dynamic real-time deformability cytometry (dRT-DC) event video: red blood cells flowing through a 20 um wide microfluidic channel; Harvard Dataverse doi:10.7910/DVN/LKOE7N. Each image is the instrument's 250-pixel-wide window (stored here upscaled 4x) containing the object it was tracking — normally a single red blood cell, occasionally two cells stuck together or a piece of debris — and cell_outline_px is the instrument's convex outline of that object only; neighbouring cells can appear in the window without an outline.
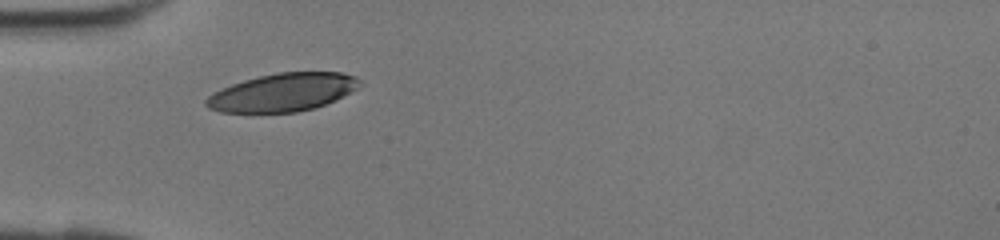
{"species": "human", "species_latin": "Homo sapiens", "temperature_condition": "room temperature", "stored_images_in_passage": 25, "camera_frame_rate_fps": 3000, "um_per_image_px": 0.085, "donor": {"sex": "female"}, "frame": {"image": 1, "passage_image": 1, "time_ms": 0.0, "image_size_px": [1000, 240], "cell_outline_px": [[364, 84], [316, 108], [296, 112], [220, 112], [208, 108], [204, 104], [204, 100], [212, 92], [232, 84], [244, 80], [260, 76], [280, 72], [340, 72], [356, 76]], "centroid_in_image_um": [24.0, 7.85], "position_along_channel_um": 61.0, "area_um2": 33.81}}
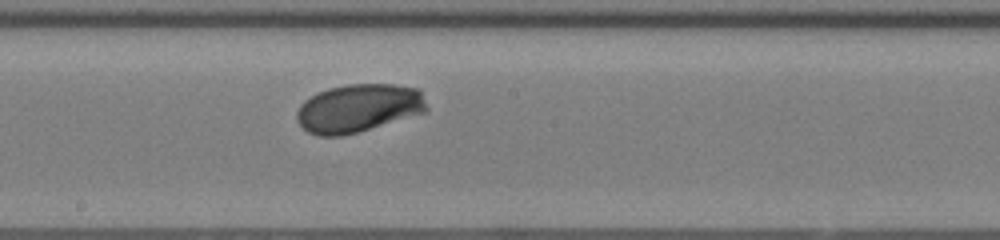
{"frame": {"image": 2, "passage_image": 11, "time_ms": 3.333, "image_size_px": [1000, 240], "cell_outline_px": [[428, 108], [424, 112], [356, 132], [340, 136], [316, 136], [308, 132], [296, 120], [296, 112], [300, 104], [304, 100], [328, 88], [348, 84], [392, 84], [420, 88]], "centroid_in_image_um": [30.45, 9.18], "position_along_channel_um": 217.8, "area_um2": 36.3}}
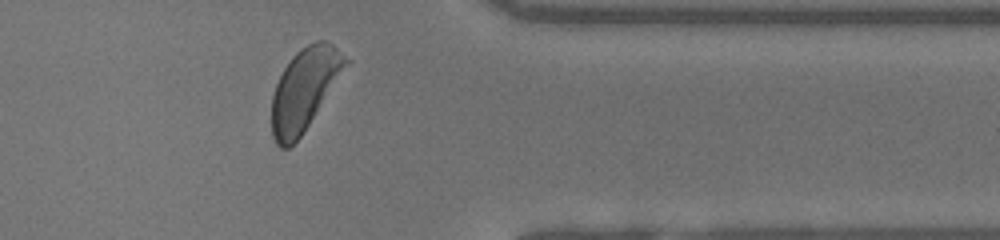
{"frame": {"image": 3, "passage_image": 22, "time_ms": 7.0, "image_size_px": [1000, 240], "cell_outline_px": [[352, 60], [300, 136], [288, 148], [280, 148], [276, 144], [272, 136], [272, 96], [276, 84], [284, 68], [292, 56], [300, 48], [316, 40], [324, 40], [332, 44]], "centroid_in_image_um": [25.89, 7.55], "position_along_channel_um": 385.5, "area_um2": 35.03}}